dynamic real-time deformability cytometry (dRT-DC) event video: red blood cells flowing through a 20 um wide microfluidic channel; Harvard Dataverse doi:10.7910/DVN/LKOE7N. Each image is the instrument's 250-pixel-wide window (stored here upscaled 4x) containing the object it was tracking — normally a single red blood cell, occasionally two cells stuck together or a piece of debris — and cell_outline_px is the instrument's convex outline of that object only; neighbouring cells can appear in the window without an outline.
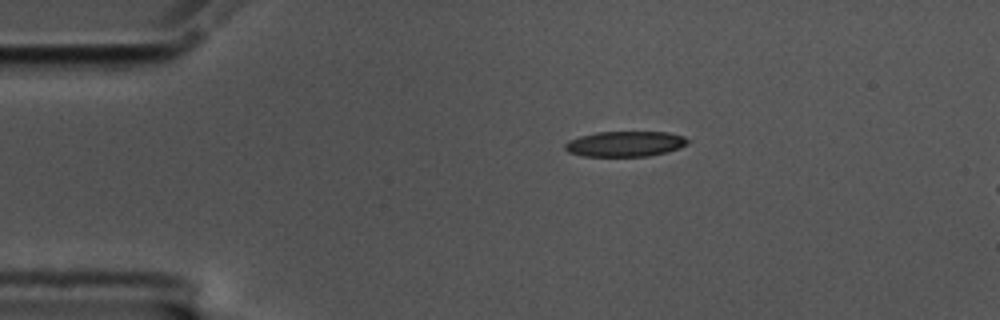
{"species": "common noctule bat (a hibernating species)", "species_latin": "Nyctalus noctula", "temperature_condition": "cold", "stored_images_in_passage": 15, "camera_frame_rate_fps": 3000, "um_per_image_px": 0.085, "animal": {"sex": "male", "body_mass_g": 17.5, "forearm_length_mm": 52.3}, "frame": {"image": 1, "passage_image": 1, "time_ms": 0.0, "image_size_px": [1000, 320], "cell_outline_px": [[688, 144], [680, 148], [648, 156], [584, 156], [568, 152], [564, 148], [564, 144], [568, 140], [580, 136], [596, 132], [668, 132], [684, 136], [688, 140]], "centroid_in_image_um": [53.12, 12.22], "position_along_channel_um": 31.9, "area_um2": 18.15}}